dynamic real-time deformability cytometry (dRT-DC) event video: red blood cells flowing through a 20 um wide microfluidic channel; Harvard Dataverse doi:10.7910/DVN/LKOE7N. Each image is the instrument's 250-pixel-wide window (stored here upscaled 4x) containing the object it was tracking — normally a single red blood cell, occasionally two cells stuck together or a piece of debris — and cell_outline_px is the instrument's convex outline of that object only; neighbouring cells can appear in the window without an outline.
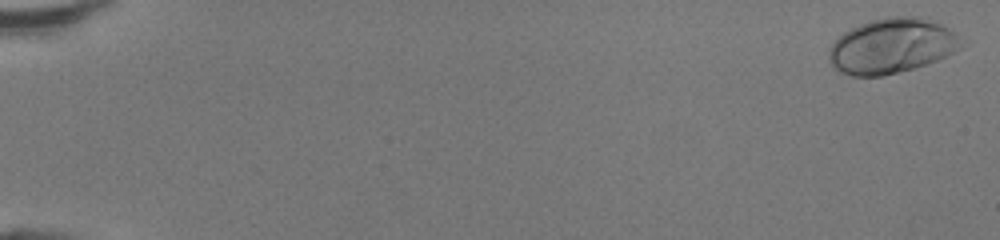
{"species": "human", "species_latin": "Homo sapiens", "temperature_condition": "room temperature", "stored_images_in_passage": 49, "camera_frame_rate_fps": 3000, "um_per_image_px": 0.085, "donor": {"sex": "female"}, "frame": {"image": 1, "passage_image": 1, "time_ms": 0.0, "image_size_px": [1000, 240], "cell_outline_px": [[972, 40], [968, 44], [936, 60], [916, 68], [884, 76], [852, 76], [836, 72], [832, 68], [828, 60], [828, 48], [844, 32], [868, 20], [888, 16], [920, 16], [940, 24]], "centroid_in_image_um": [75.84, 3.91], "position_along_channel_um": 9.2, "area_um2": 43.41}}
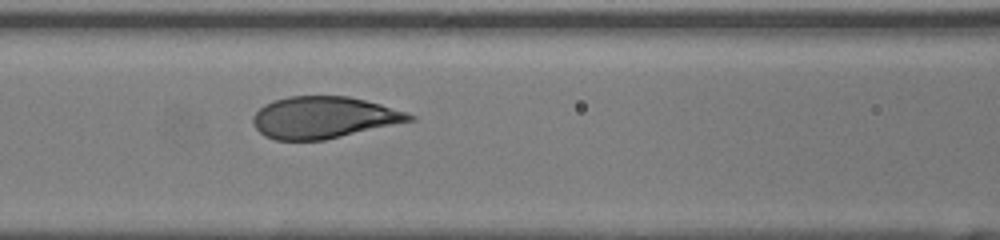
{"frame": {"image": 2, "passage_image": 23, "time_ms": 7.333, "image_size_px": [1000, 240], "cell_outline_px": [[416, 120], [324, 140], [276, 140], [264, 136], [252, 124], [252, 116], [264, 104], [272, 100], [288, 96], [348, 96], [380, 104], [408, 112], [416, 116]], "centroid_in_image_um": [27.51, 9.98], "position_along_channel_um": 139.1, "area_um2": 38.26}}
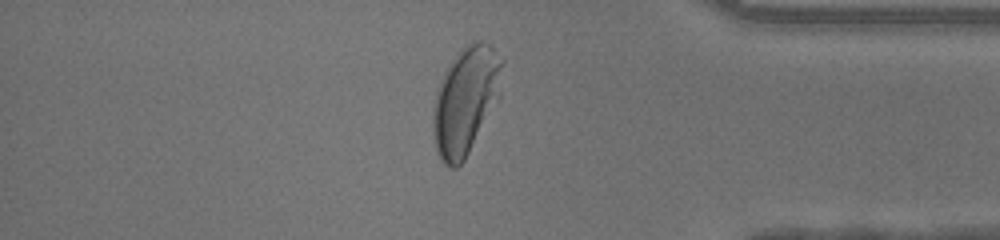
{"frame": {"image": 3, "passage_image": 42, "time_ms": 13.667, "image_size_px": [1000, 240], "cell_outline_px": [[504, 60], [500, 96], [464, 160], [456, 168], [448, 168], [440, 160], [436, 152], [432, 136], [432, 104], [436, 88], [444, 72], [452, 60], [464, 44], [472, 40], [484, 40]], "centroid_in_image_um": [39.54, 8.53], "position_along_channel_um": 395.7, "area_um2": 44.04}, "authors_computed_cell_mechanics": {"area_um2": 39.3618, "velocity_mm_per_s": 4.3155, "shape_relaxation_time_tau1_ms": 2.7423, "shape_relaxation_time_tau2_ms": null, "deformation_change_tau1": 0.1686, "deformation_change_tau2": null}}